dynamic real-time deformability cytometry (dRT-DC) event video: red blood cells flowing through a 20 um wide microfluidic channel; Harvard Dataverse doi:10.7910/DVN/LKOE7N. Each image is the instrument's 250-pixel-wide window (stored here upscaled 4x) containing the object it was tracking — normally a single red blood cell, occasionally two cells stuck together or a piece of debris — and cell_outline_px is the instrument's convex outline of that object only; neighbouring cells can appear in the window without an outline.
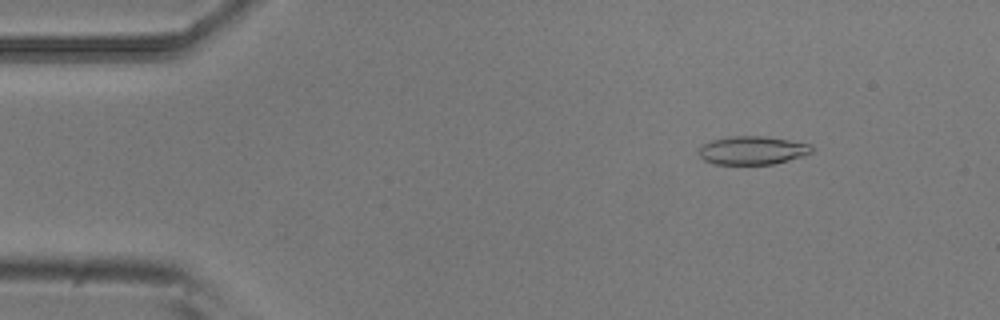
{"species": "common noctule bat (a hibernating species)", "species_latin": "Nyctalus noctula", "temperature_condition": "room temperature", "stored_images_in_passage": 5, "camera_frame_rate_fps": 3000, "um_per_image_px": 0.085, "animal": {"sex": "male", "body_mass_g": 20.5, "forearm_length_mm": 52.5}, "frame": {"image": 1, "passage_image": 2, "time_ms": 0.333, "image_size_px": [1000, 320], "cell_outline_px": [[812, 152], [788, 160], [772, 164], [716, 164], [704, 160], [696, 152], [704, 144], [712, 140], [732, 136], [760, 136], [788, 140], [808, 144], [812, 148]], "centroid_in_image_um": [63.9, 12.78], "position_along_channel_um": 21.1, "area_um2": 18.32}}
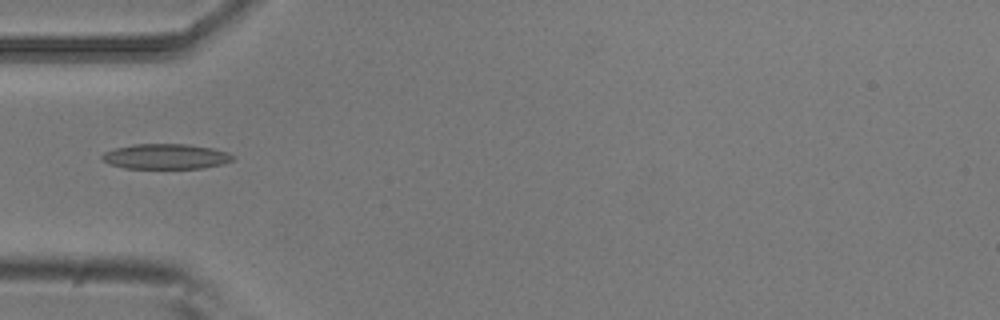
{"frame": {"image": 2, "passage_image": 5, "time_ms": 1.333, "image_size_px": [1000, 320], "cell_outline_px": [[236, 156], [232, 160], [224, 164], [204, 168], [124, 168], [108, 164], [100, 160], [100, 156], [104, 152], [116, 148], [132, 144], [188, 144], [212, 148], [228, 152]], "centroid_in_image_um": [14.08, 13.3], "position_along_channel_um": 70.9, "area_um2": 19.42}}